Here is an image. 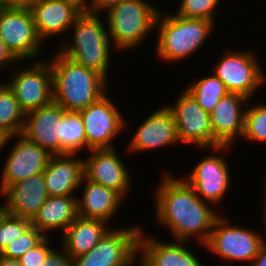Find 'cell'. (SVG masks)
<instances>
[{"instance_id": "e0dca14e", "label": "cell", "mask_w": 266, "mask_h": 266, "mask_svg": "<svg viewBox=\"0 0 266 266\" xmlns=\"http://www.w3.org/2000/svg\"><path fill=\"white\" fill-rule=\"evenodd\" d=\"M188 241L167 240L151 234L148 236L142 228L138 240V257L147 266H204V260L199 259L193 248L189 249Z\"/></svg>"}, {"instance_id": "d6a6232c", "label": "cell", "mask_w": 266, "mask_h": 266, "mask_svg": "<svg viewBox=\"0 0 266 266\" xmlns=\"http://www.w3.org/2000/svg\"><path fill=\"white\" fill-rule=\"evenodd\" d=\"M51 235L45 237L37 246L27 251L18 261L21 266H41L47 256L55 249L52 248Z\"/></svg>"}, {"instance_id": "ee69618b", "label": "cell", "mask_w": 266, "mask_h": 266, "mask_svg": "<svg viewBox=\"0 0 266 266\" xmlns=\"http://www.w3.org/2000/svg\"><path fill=\"white\" fill-rule=\"evenodd\" d=\"M3 203H4V202H2V203L0 204V214H1V213L3 212V210H4Z\"/></svg>"}, {"instance_id": "5bb4252c", "label": "cell", "mask_w": 266, "mask_h": 266, "mask_svg": "<svg viewBox=\"0 0 266 266\" xmlns=\"http://www.w3.org/2000/svg\"><path fill=\"white\" fill-rule=\"evenodd\" d=\"M119 149H91L83 157L84 178L113 189L125 200L133 187V173L130 174Z\"/></svg>"}, {"instance_id": "8992f818", "label": "cell", "mask_w": 266, "mask_h": 266, "mask_svg": "<svg viewBox=\"0 0 266 266\" xmlns=\"http://www.w3.org/2000/svg\"><path fill=\"white\" fill-rule=\"evenodd\" d=\"M232 220L223 212L217 217L204 249L223 259V266H233L232 262L250 266L264 244L262 235L259 229L235 225Z\"/></svg>"}, {"instance_id": "5b68a950", "label": "cell", "mask_w": 266, "mask_h": 266, "mask_svg": "<svg viewBox=\"0 0 266 266\" xmlns=\"http://www.w3.org/2000/svg\"><path fill=\"white\" fill-rule=\"evenodd\" d=\"M160 8L150 0H122L104 13L114 49L121 53L143 46L144 40L156 33L155 21Z\"/></svg>"}, {"instance_id": "44dd1931", "label": "cell", "mask_w": 266, "mask_h": 266, "mask_svg": "<svg viewBox=\"0 0 266 266\" xmlns=\"http://www.w3.org/2000/svg\"><path fill=\"white\" fill-rule=\"evenodd\" d=\"M48 196L42 172L10 185L2 193L4 211L32 220Z\"/></svg>"}, {"instance_id": "7c38bea8", "label": "cell", "mask_w": 266, "mask_h": 266, "mask_svg": "<svg viewBox=\"0 0 266 266\" xmlns=\"http://www.w3.org/2000/svg\"><path fill=\"white\" fill-rule=\"evenodd\" d=\"M0 39L19 62L43 60L40 55L44 43L38 37L30 9L0 7Z\"/></svg>"}, {"instance_id": "9c48e42d", "label": "cell", "mask_w": 266, "mask_h": 266, "mask_svg": "<svg viewBox=\"0 0 266 266\" xmlns=\"http://www.w3.org/2000/svg\"><path fill=\"white\" fill-rule=\"evenodd\" d=\"M142 228L112 225L94 248L72 259V266H134Z\"/></svg>"}, {"instance_id": "277c9868", "label": "cell", "mask_w": 266, "mask_h": 266, "mask_svg": "<svg viewBox=\"0 0 266 266\" xmlns=\"http://www.w3.org/2000/svg\"><path fill=\"white\" fill-rule=\"evenodd\" d=\"M160 8L155 21L156 57L171 66L196 55L217 29L212 21L187 19ZM205 44V45H204ZM190 56V57H189ZM183 60V61H182ZM170 62V63H169Z\"/></svg>"}, {"instance_id": "ab89813d", "label": "cell", "mask_w": 266, "mask_h": 266, "mask_svg": "<svg viewBox=\"0 0 266 266\" xmlns=\"http://www.w3.org/2000/svg\"><path fill=\"white\" fill-rule=\"evenodd\" d=\"M74 4L82 12H87L89 0H63Z\"/></svg>"}, {"instance_id": "7402d4cb", "label": "cell", "mask_w": 266, "mask_h": 266, "mask_svg": "<svg viewBox=\"0 0 266 266\" xmlns=\"http://www.w3.org/2000/svg\"><path fill=\"white\" fill-rule=\"evenodd\" d=\"M80 189L82 190L78 192L81 193L80 197L76 196L78 216L104 220L108 224L112 223L125 199L113 189L89 181L84 177L78 190Z\"/></svg>"}, {"instance_id": "836d02e7", "label": "cell", "mask_w": 266, "mask_h": 266, "mask_svg": "<svg viewBox=\"0 0 266 266\" xmlns=\"http://www.w3.org/2000/svg\"><path fill=\"white\" fill-rule=\"evenodd\" d=\"M41 266H72V259L60 247L54 249Z\"/></svg>"}, {"instance_id": "f35d334b", "label": "cell", "mask_w": 266, "mask_h": 266, "mask_svg": "<svg viewBox=\"0 0 266 266\" xmlns=\"http://www.w3.org/2000/svg\"><path fill=\"white\" fill-rule=\"evenodd\" d=\"M12 135L13 134L9 132L7 129L0 127V149L1 151L3 147L8 146L7 144H10V142L12 141Z\"/></svg>"}, {"instance_id": "1f68e13d", "label": "cell", "mask_w": 266, "mask_h": 266, "mask_svg": "<svg viewBox=\"0 0 266 266\" xmlns=\"http://www.w3.org/2000/svg\"><path fill=\"white\" fill-rule=\"evenodd\" d=\"M45 237L41 231L31 226L25 234L10 242L0 255L9 259H19L27 251L37 246Z\"/></svg>"}, {"instance_id": "8fae6325", "label": "cell", "mask_w": 266, "mask_h": 266, "mask_svg": "<svg viewBox=\"0 0 266 266\" xmlns=\"http://www.w3.org/2000/svg\"><path fill=\"white\" fill-rule=\"evenodd\" d=\"M109 93L78 111L84 124L87 152L91 149L116 148L114 140L128 125L121 109L118 108L116 101L114 104Z\"/></svg>"}, {"instance_id": "ba28073f", "label": "cell", "mask_w": 266, "mask_h": 266, "mask_svg": "<svg viewBox=\"0 0 266 266\" xmlns=\"http://www.w3.org/2000/svg\"><path fill=\"white\" fill-rule=\"evenodd\" d=\"M232 149V146H218L208 148V150L198 148L200 152L210 151V154L201 157L202 159L197 161L186 177L185 174L181 176L203 201L216 207H220L217 204L222 203L231 186L230 168L232 167L223 153L226 151L227 154V151Z\"/></svg>"}, {"instance_id": "9a60e30c", "label": "cell", "mask_w": 266, "mask_h": 266, "mask_svg": "<svg viewBox=\"0 0 266 266\" xmlns=\"http://www.w3.org/2000/svg\"><path fill=\"white\" fill-rule=\"evenodd\" d=\"M13 146L10 145L8 157L2 165L0 178V197L12 184L42 173L52 156L47 150L27 139L23 134L12 135Z\"/></svg>"}, {"instance_id": "4fadbf2b", "label": "cell", "mask_w": 266, "mask_h": 266, "mask_svg": "<svg viewBox=\"0 0 266 266\" xmlns=\"http://www.w3.org/2000/svg\"><path fill=\"white\" fill-rule=\"evenodd\" d=\"M174 104L166 105L172 112L180 144L198 148L214 147L210 113L206 112L185 90L180 91ZM192 144V145H191Z\"/></svg>"}, {"instance_id": "52a82bcc", "label": "cell", "mask_w": 266, "mask_h": 266, "mask_svg": "<svg viewBox=\"0 0 266 266\" xmlns=\"http://www.w3.org/2000/svg\"><path fill=\"white\" fill-rule=\"evenodd\" d=\"M231 49L224 50L212 65L211 72L224 83L229 93L243 95L251 101L256 91L266 84L265 68H261L262 63L254 50Z\"/></svg>"}, {"instance_id": "4316f807", "label": "cell", "mask_w": 266, "mask_h": 266, "mask_svg": "<svg viewBox=\"0 0 266 266\" xmlns=\"http://www.w3.org/2000/svg\"><path fill=\"white\" fill-rule=\"evenodd\" d=\"M209 76H203L200 79H192L185 90L194 98V100L208 113H210L219 100L229 92L224 83L212 72Z\"/></svg>"}, {"instance_id": "b9f144b4", "label": "cell", "mask_w": 266, "mask_h": 266, "mask_svg": "<svg viewBox=\"0 0 266 266\" xmlns=\"http://www.w3.org/2000/svg\"><path fill=\"white\" fill-rule=\"evenodd\" d=\"M265 185H266V184H265ZM265 189H266V186H265ZM263 191H266V190H263ZM265 193H266V192H265ZM264 198H265V199H264L265 202L263 203V205H264V208H263V209H264V211H263V215H264V216H263V217H264V218H263V219H264L263 222H264V223H263V225H264V227L266 228V194H265V197H264ZM264 231L266 232V229H265ZM265 234H266V233H265ZM265 234L261 233V235H262V239H263V243H264V244H266V238H265L266 235H265ZM263 235H264V236H263Z\"/></svg>"}, {"instance_id": "30bf717a", "label": "cell", "mask_w": 266, "mask_h": 266, "mask_svg": "<svg viewBox=\"0 0 266 266\" xmlns=\"http://www.w3.org/2000/svg\"><path fill=\"white\" fill-rule=\"evenodd\" d=\"M19 63L23 62L10 69L13 73L4 82L13 91L20 109L28 113L50 104L53 101V75L49 61L43 58L22 67Z\"/></svg>"}, {"instance_id": "4dcf8cb0", "label": "cell", "mask_w": 266, "mask_h": 266, "mask_svg": "<svg viewBox=\"0 0 266 266\" xmlns=\"http://www.w3.org/2000/svg\"><path fill=\"white\" fill-rule=\"evenodd\" d=\"M32 226L31 220L11 215L3 210L0 214V253Z\"/></svg>"}, {"instance_id": "7bdbcfd3", "label": "cell", "mask_w": 266, "mask_h": 266, "mask_svg": "<svg viewBox=\"0 0 266 266\" xmlns=\"http://www.w3.org/2000/svg\"><path fill=\"white\" fill-rule=\"evenodd\" d=\"M139 260V261H138ZM137 261L139 262V263H137ZM136 264L138 265V266H147L139 257H137L136 258V261H135V266H136Z\"/></svg>"}, {"instance_id": "74e56055", "label": "cell", "mask_w": 266, "mask_h": 266, "mask_svg": "<svg viewBox=\"0 0 266 266\" xmlns=\"http://www.w3.org/2000/svg\"><path fill=\"white\" fill-rule=\"evenodd\" d=\"M250 266H266V244H263Z\"/></svg>"}, {"instance_id": "7a4b0ae2", "label": "cell", "mask_w": 266, "mask_h": 266, "mask_svg": "<svg viewBox=\"0 0 266 266\" xmlns=\"http://www.w3.org/2000/svg\"><path fill=\"white\" fill-rule=\"evenodd\" d=\"M52 53L47 60L53 75V100L65 111L78 112L110 90L109 81L98 72L74 62L57 49Z\"/></svg>"}, {"instance_id": "2e32d148", "label": "cell", "mask_w": 266, "mask_h": 266, "mask_svg": "<svg viewBox=\"0 0 266 266\" xmlns=\"http://www.w3.org/2000/svg\"><path fill=\"white\" fill-rule=\"evenodd\" d=\"M128 145L127 154L141 153L179 144L177 127L171 110L164 104L146 115L135 130Z\"/></svg>"}, {"instance_id": "ac0fdd59", "label": "cell", "mask_w": 266, "mask_h": 266, "mask_svg": "<svg viewBox=\"0 0 266 266\" xmlns=\"http://www.w3.org/2000/svg\"><path fill=\"white\" fill-rule=\"evenodd\" d=\"M250 99L237 93L222 97L210 112L214 147L232 146L242 138L245 110Z\"/></svg>"}, {"instance_id": "ffe728a7", "label": "cell", "mask_w": 266, "mask_h": 266, "mask_svg": "<svg viewBox=\"0 0 266 266\" xmlns=\"http://www.w3.org/2000/svg\"><path fill=\"white\" fill-rule=\"evenodd\" d=\"M30 11L38 37L44 44L50 38L69 35L75 19L82 13L74 4L63 0H39Z\"/></svg>"}, {"instance_id": "484cf974", "label": "cell", "mask_w": 266, "mask_h": 266, "mask_svg": "<svg viewBox=\"0 0 266 266\" xmlns=\"http://www.w3.org/2000/svg\"><path fill=\"white\" fill-rule=\"evenodd\" d=\"M86 149L87 140L80 113L66 111L61 118L60 155H79Z\"/></svg>"}, {"instance_id": "f546056e", "label": "cell", "mask_w": 266, "mask_h": 266, "mask_svg": "<svg viewBox=\"0 0 266 266\" xmlns=\"http://www.w3.org/2000/svg\"><path fill=\"white\" fill-rule=\"evenodd\" d=\"M221 1L223 2V0H180L173 14L187 19L209 20L216 25L215 13L222 4Z\"/></svg>"}, {"instance_id": "f1b7e54d", "label": "cell", "mask_w": 266, "mask_h": 266, "mask_svg": "<svg viewBox=\"0 0 266 266\" xmlns=\"http://www.w3.org/2000/svg\"><path fill=\"white\" fill-rule=\"evenodd\" d=\"M248 102L245 110L243 141L247 143H266V103Z\"/></svg>"}, {"instance_id": "cb8c5ba5", "label": "cell", "mask_w": 266, "mask_h": 266, "mask_svg": "<svg viewBox=\"0 0 266 266\" xmlns=\"http://www.w3.org/2000/svg\"><path fill=\"white\" fill-rule=\"evenodd\" d=\"M77 217L76 196H48L31 224L49 237L52 231V234L56 231L59 235L63 234Z\"/></svg>"}, {"instance_id": "d4e9b609", "label": "cell", "mask_w": 266, "mask_h": 266, "mask_svg": "<svg viewBox=\"0 0 266 266\" xmlns=\"http://www.w3.org/2000/svg\"><path fill=\"white\" fill-rule=\"evenodd\" d=\"M111 227L104 220L78 216L61 235L60 247L73 259L94 248Z\"/></svg>"}, {"instance_id": "6da1fadb", "label": "cell", "mask_w": 266, "mask_h": 266, "mask_svg": "<svg viewBox=\"0 0 266 266\" xmlns=\"http://www.w3.org/2000/svg\"><path fill=\"white\" fill-rule=\"evenodd\" d=\"M163 173L152 194L157 225L169 229L172 240L190 242L195 238L204 247L220 213L181 176L166 170Z\"/></svg>"}, {"instance_id": "8d00e7d4", "label": "cell", "mask_w": 266, "mask_h": 266, "mask_svg": "<svg viewBox=\"0 0 266 266\" xmlns=\"http://www.w3.org/2000/svg\"><path fill=\"white\" fill-rule=\"evenodd\" d=\"M39 0H1L0 7L30 9Z\"/></svg>"}, {"instance_id": "603a6c76", "label": "cell", "mask_w": 266, "mask_h": 266, "mask_svg": "<svg viewBox=\"0 0 266 266\" xmlns=\"http://www.w3.org/2000/svg\"><path fill=\"white\" fill-rule=\"evenodd\" d=\"M43 176L49 196H77L84 177L83 157L69 154L52 155Z\"/></svg>"}, {"instance_id": "d590c367", "label": "cell", "mask_w": 266, "mask_h": 266, "mask_svg": "<svg viewBox=\"0 0 266 266\" xmlns=\"http://www.w3.org/2000/svg\"><path fill=\"white\" fill-rule=\"evenodd\" d=\"M18 60L12 55V53L7 49L6 45L0 39V70L13 68L18 64Z\"/></svg>"}, {"instance_id": "3957f363", "label": "cell", "mask_w": 266, "mask_h": 266, "mask_svg": "<svg viewBox=\"0 0 266 266\" xmlns=\"http://www.w3.org/2000/svg\"><path fill=\"white\" fill-rule=\"evenodd\" d=\"M102 16L82 12L70 28L69 32H73V37H70L72 40L62 38L56 49L74 62L98 72L109 81L112 53L116 49H113L107 23L104 22L106 20Z\"/></svg>"}, {"instance_id": "d6986e66", "label": "cell", "mask_w": 266, "mask_h": 266, "mask_svg": "<svg viewBox=\"0 0 266 266\" xmlns=\"http://www.w3.org/2000/svg\"><path fill=\"white\" fill-rule=\"evenodd\" d=\"M66 111L54 100L25 113L21 134L51 155H60L61 118Z\"/></svg>"}, {"instance_id": "e575fe53", "label": "cell", "mask_w": 266, "mask_h": 266, "mask_svg": "<svg viewBox=\"0 0 266 266\" xmlns=\"http://www.w3.org/2000/svg\"><path fill=\"white\" fill-rule=\"evenodd\" d=\"M122 0H89L87 12L92 14H104Z\"/></svg>"}, {"instance_id": "60d3db41", "label": "cell", "mask_w": 266, "mask_h": 266, "mask_svg": "<svg viewBox=\"0 0 266 266\" xmlns=\"http://www.w3.org/2000/svg\"><path fill=\"white\" fill-rule=\"evenodd\" d=\"M0 266H21L18 259H9L0 255Z\"/></svg>"}, {"instance_id": "83f0119b", "label": "cell", "mask_w": 266, "mask_h": 266, "mask_svg": "<svg viewBox=\"0 0 266 266\" xmlns=\"http://www.w3.org/2000/svg\"><path fill=\"white\" fill-rule=\"evenodd\" d=\"M0 127L13 135L21 134L25 113L20 109L13 91L0 79Z\"/></svg>"}]
</instances>
